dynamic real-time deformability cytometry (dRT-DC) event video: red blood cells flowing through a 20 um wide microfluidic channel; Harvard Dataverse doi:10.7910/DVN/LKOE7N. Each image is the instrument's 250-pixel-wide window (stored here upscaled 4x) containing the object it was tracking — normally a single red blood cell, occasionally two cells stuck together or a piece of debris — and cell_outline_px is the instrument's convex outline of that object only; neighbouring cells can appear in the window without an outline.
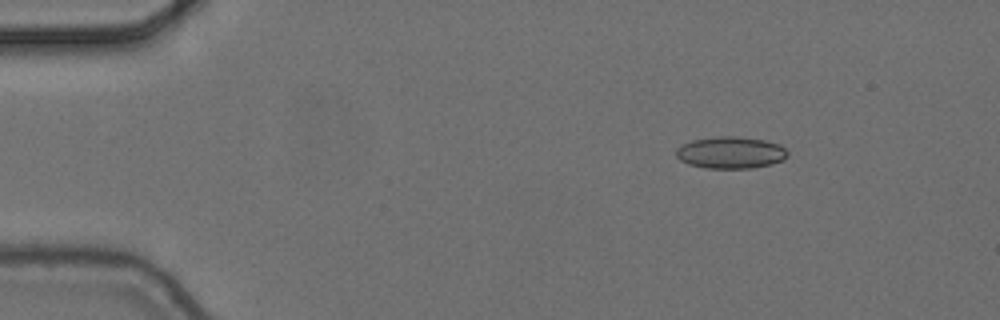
{"species": "common noctule bat (a hibernating species)", "species_latin": "Nyctalus noctula", "temperature_condition": "cold", "stored_images_in_passage": 3, "segment_of_instrument_passage": [1, 2], "camera_frame_rate_fps": 3000, "um_per_image_px": 0.085, "animal": {"sex": "female", "body_mass_g": 24.6, "forearm_length_mm": 56.2}, "frame": {"image": 1, "passage_image": 1, "time_ms": 0.0, "image_size_px": [1000, 320], "cell_outline_px": [[788, 156], [784, 160], [772, 164], [752, 168], [708, 168], [688, 164], [680, 160], [676, 156], [676, 148], [692, 140], [720, 136], [736, 136], [764, 140], [780, 144], [788, 152]], "centroid_in_image_um": [62.13, 12.97], "position_along_channel_um": 22.9, "area_um2": 20.75}}